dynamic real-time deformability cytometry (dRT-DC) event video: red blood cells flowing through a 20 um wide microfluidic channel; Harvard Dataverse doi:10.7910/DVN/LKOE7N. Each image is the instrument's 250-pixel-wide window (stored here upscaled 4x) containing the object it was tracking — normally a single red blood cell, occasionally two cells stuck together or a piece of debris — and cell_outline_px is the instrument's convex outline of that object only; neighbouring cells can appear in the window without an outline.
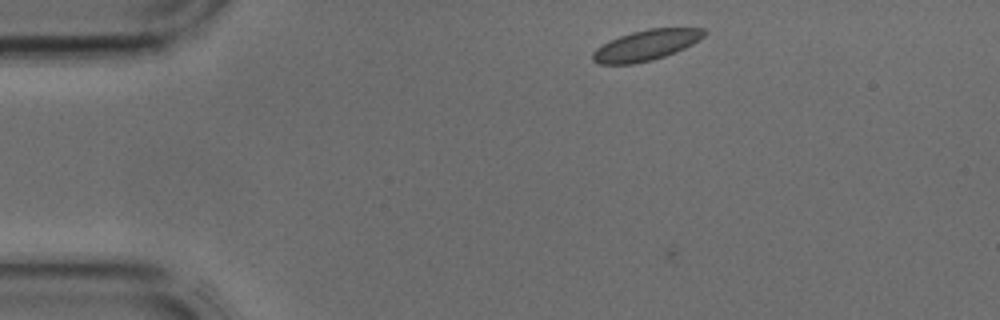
{"species": "common noctule bat (a hibernating species)", "species_latin": "Nyctalus noctula", "temperature_condition": "cold", "stored_images_in_passage": 6, "camera_frame_rate_fps": 3000, "um_per_image_px": 0.085, "animal": {"sex": "male", "body_mass_g": 17.9, "forearm_length_mm": 54.2}, "frame": {"image": 1, "passage_image": 2, "time_ms": 0.333, "image_size_px": [1000, 320], "cell_outline_px": [[708, 32], [700, 40], [676, 52], [652, 60], [632, 64], [600, 64], [592, 60], [592, 52], [596, 48], [608, 40], [632, 32], [648, 28], [704, 28]], "centroid_in_image_um": [54.92, 3.84], "position_along_channel_um": 30.1, "area_um2": 19.94}}